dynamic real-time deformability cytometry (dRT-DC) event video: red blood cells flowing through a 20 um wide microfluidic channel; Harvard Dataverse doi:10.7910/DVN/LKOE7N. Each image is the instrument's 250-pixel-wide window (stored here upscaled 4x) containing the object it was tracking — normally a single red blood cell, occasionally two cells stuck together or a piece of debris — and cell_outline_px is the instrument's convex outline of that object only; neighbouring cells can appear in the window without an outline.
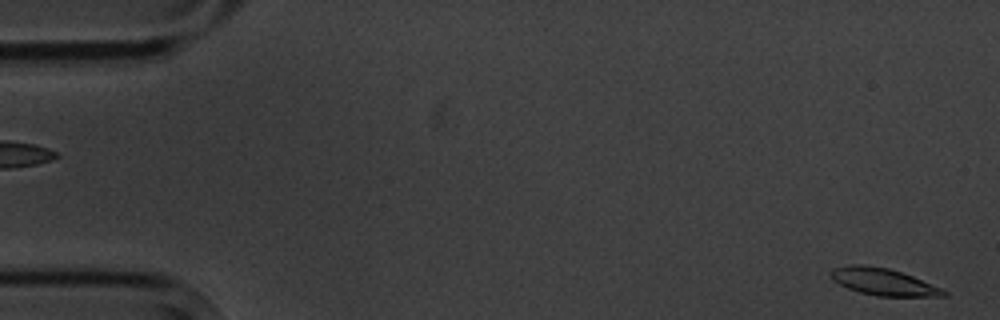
{"species": "common noctule bat (a hibernating species)", "species_latin": "Nyctalus noctula", "temperature_condition": "cold", "stored_images_in_passage": 4, "camera_frame_rate_fps": 3000, "um_per_image_px": 0.085, "animal": {"sex": "male", "body_mass_g": 20.1, "forearm_length_mm": 53.5}, "frame": {"image": 1, "passage_image": 1, "time_ms": 0.0, "image_size_px": [1000, 320], "cell_outline_px": [[948, 296], [876, 296], [860, 292], [848, 288], [832, 280], [832, 268], [848, 264], [864, 264], [888, 268], [912, 276], [944, 288], [948, 292]], "centroid_in_image_um": [75.11, 23.95], "position_along_channel_um": 9.9, "area_um2": 17.8}}
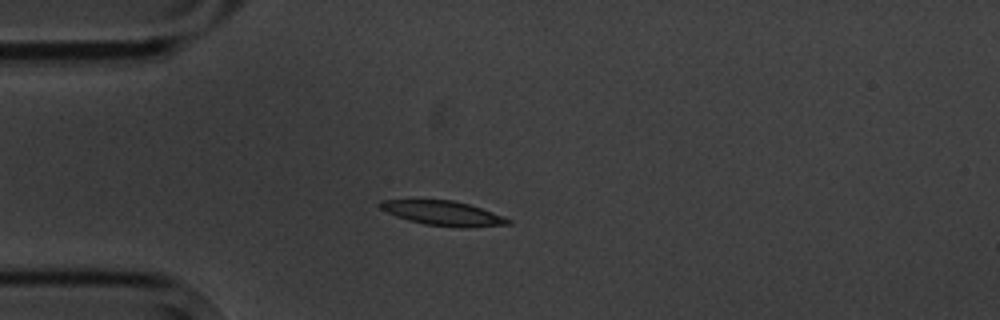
{"frame": {"image": 2, "passage_image": 4, "time_ms": 4.333, "image_size_px": [1000, 320], "cell_outline_px": [[512, 224], [468, 228], [460, 228], [424, 224], [408, 220], [396, 216], [380, 208], [376, 204], [380, 200], [452, 200], [468, 204], [504, 216], [512, 220]], "centroid_in_image_um": [37.68, 18.13], "position_along_channel_um": 47.3, "area_um2": 18.38}}